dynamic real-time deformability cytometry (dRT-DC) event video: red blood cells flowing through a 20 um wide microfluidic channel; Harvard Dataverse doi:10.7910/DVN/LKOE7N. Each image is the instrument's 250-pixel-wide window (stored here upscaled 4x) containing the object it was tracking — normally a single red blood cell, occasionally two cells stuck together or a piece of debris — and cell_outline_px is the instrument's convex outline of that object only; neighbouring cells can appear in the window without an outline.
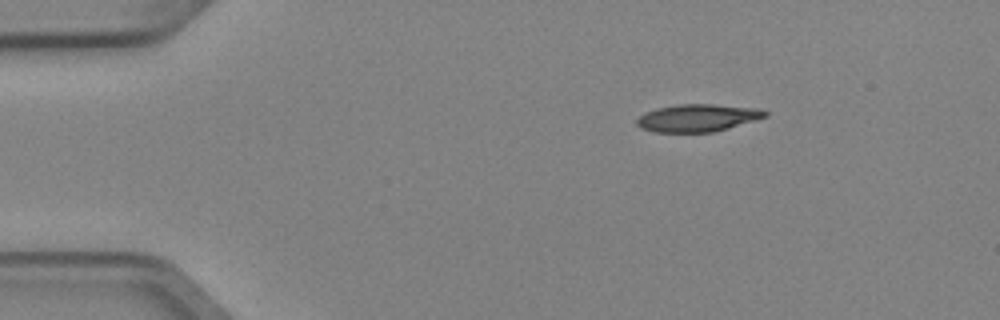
{"species": "Egyptian fruit bat (a non-hibernating species)", "species_latin": "Rousettus aegyptiacus", "temperature_condition": "cold", "stored_images_in_passage": 5, "camera_frame_rate_fps": 3000, "um_per_image_px": 0.085, "animal": {"sex": "female"}, "frame": {"image": 1, "passage_image": 5, "time_ms": 1.333, "image_size_px": [1000, 320], "cell_outline_px": [[768, 116], [756, 120], [728, 128], [712, 132], [656, 132], [640, 128], [636, 124], [636, 120], [640, 116], [656, 108], [676, 104], [712, 104], [756, 108], [768, 112]], "centroid_in_image_um": [59.29, 10.02], "position_along_channel_um": 25.7, "area_um2": 20.46}}